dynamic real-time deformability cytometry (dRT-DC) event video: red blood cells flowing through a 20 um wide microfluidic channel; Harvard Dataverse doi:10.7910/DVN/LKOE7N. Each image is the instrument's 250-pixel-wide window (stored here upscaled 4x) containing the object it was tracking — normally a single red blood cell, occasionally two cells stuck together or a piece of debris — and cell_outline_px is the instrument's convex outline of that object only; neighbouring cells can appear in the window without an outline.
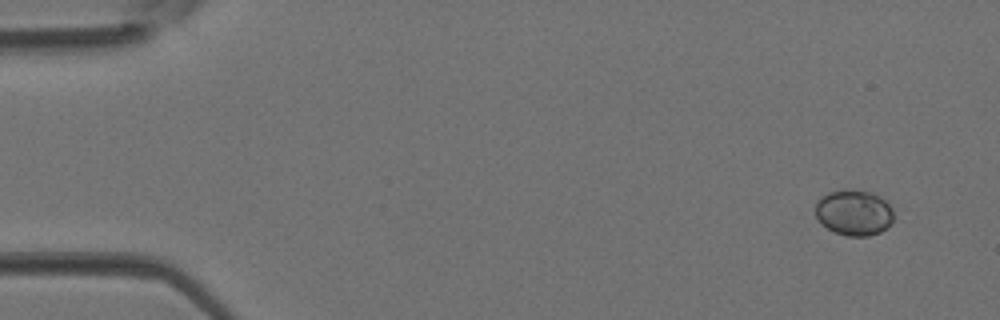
{"species": "Egyptian fruit bat (a non-hibernating species)", "species_latin": "Rousettus aegyptiacus", "temperature_condition": "room temperature", "stored_images_in_passage": 4, "camera_frame_rate_fps": 3000, "um_per_image_px": 0.085, "animal": {"sex": "female"}, "frame": {"image": 1, "passage_image": 1, "time_ms": 0.0, "image_size_px": [1000, 320], "cell_outline_px": [[892, 224], [880, 232], [868, 236], [848, 236], [836, 232], [828, 228], [816, 216], [816, 204], [820, 196], [828, 192], [844, 188], [852, 188], [872, 192], [880, 196], [892, 208]], "centroid_in_image_um": [72.59, 18.03], "position_along_channel_um": 12.4, "area_um2": 20.98}}
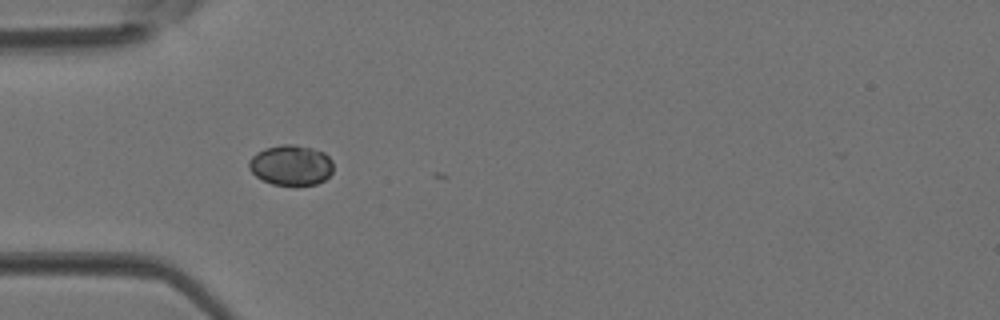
{"frame": {"image": 2, "passage_image": 3, "time_ms": 0.667, "image_size_px": [1000, 320], "cell_outline_px": [[332, 172], [324, 180], [316, 184], [272, 184], [256, 176], [248, 168], [248, 160], [256, 152], [264, 148], [280, 144], [296, 144], [312, 148], [324, 152], [332, 160]], "centroid_in_image_um": [24.71, 14.01], "position_along_channel_um": 60.3, "area_um2": 19.83}}
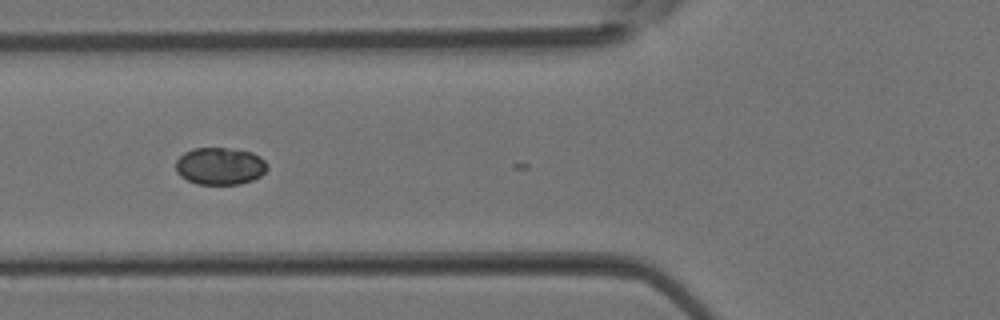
{"frame": {"image": 3, "passage_image": 4, "time_ms": 1.0, "image_size_px": [1000, 320], "cell_outline_px": [[268, 168], [260, 176], [252, 180], [240, 184], [196, 184], [180, 176], [176, 172], [176, 160], [184, 152], [192, 148], [232, 148], [252, 152], [260, 156], [268, 164]], "centroid_in_image_um": [18.7, 14.11], "position_along_channel_um": 107.1, "area_um2": 20.06}}